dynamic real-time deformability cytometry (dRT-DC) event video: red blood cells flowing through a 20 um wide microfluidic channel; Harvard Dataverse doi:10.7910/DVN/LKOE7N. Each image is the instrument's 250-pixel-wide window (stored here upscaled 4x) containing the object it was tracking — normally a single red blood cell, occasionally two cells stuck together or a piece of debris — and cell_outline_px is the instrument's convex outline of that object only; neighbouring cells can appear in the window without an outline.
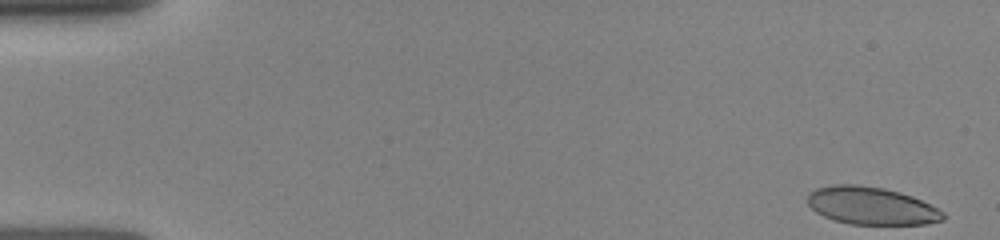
{"species": "human", "species_latin": "Homo sapiens", "temperature_condition": "room temperature", "stored_images_in_passage": 6, "camera_frame_rate_fps": 3000, "um_per_image_px": 0.085, "donor": {"sex": "female"}, "frame": {"image": 1, "passage_image": 1, "time_ms": 0.0, "image_size_px": [1000, 240], "cell_outline_px": [[944, 220], [924, 224], [848, 224], [832, 220], [816, 212], [808, 204], [808, 192], [816, 188], [832, 184], [856, 184], [884, 188], [900, 192], [912, 196], [944, 212]], "centroid_in_image_um": [74.02, 17.49], "position_along_channel_um": 11.0, "area_um2": 29.77}}
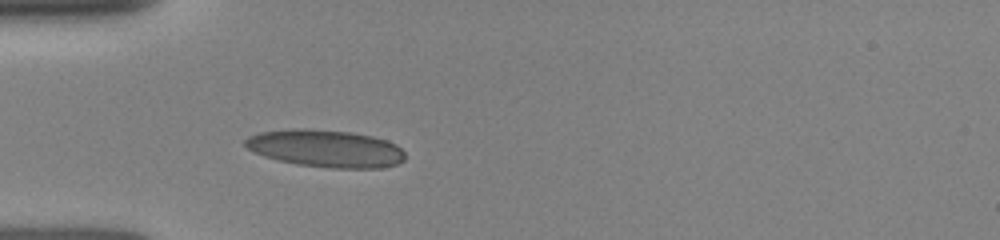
{"frame": {"image": 2, "passage_image": 6, "time_ms": 4.333, "image_size_px": [1000, 240], "cell_outline_px": [[404, 160], [396, 164], [380, 168], [328, 168], [296, 164], [264, 156], [248, 148], [244, 144], [244, 140], [248, 136], [260, 132], [292, 128], [304, 128], [352, 132], [372, 136], [388, 140], [396, 144], [404, 152]], "centroid_in_image_um": [27.69, 12.61], "position_along_channel_um": 57.3, "area_um2": 34.91}}